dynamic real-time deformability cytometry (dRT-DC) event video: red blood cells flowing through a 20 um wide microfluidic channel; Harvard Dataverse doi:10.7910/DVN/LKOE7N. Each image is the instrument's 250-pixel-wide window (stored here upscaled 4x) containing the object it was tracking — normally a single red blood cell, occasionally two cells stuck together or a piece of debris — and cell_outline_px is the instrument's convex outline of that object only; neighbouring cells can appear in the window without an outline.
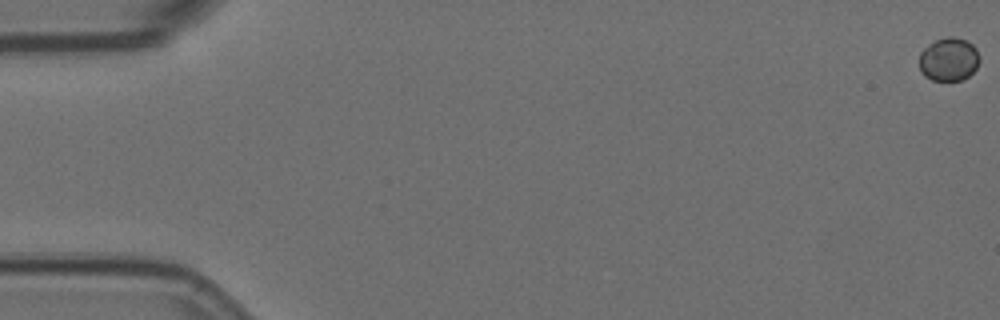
{"species": "Egyptian fruit bat (a non-hibernating species)", "species_latin": "Rousettus aegyptiacus", "temperature_condition": "room temperature", "stored_images_in_passage": 11, "camera_frame_rate_fps": 3000, "um_per_image_px": 0.085, "animal": {"sex": "female"}, "frame": {"image": 1, "passage_image": 1, "time_ms": 0.0, "image_size_px": [1000, 320], "cell_outline_px": [[980, 60], [976, 68], [968, 76], [960, 80], [932, 80], [924, 76], [920, 72], [920, 52], [928, 44], [936, 40], [948, 36], [956, 36], [972, 44], [976, 48], [980, 56]], "centroid_in_image_um": [80.65, 5.03], "position_along_channel_um": 4.4, "area_um2": 15.32}}